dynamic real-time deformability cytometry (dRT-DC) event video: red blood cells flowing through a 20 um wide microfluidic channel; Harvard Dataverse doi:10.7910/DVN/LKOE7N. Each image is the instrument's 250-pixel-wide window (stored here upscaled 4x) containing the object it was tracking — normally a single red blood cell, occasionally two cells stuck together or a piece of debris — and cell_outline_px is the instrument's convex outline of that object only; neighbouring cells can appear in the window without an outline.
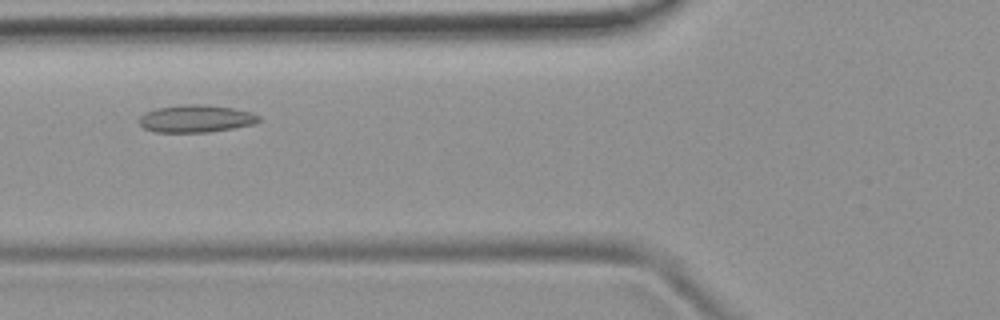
{"species": "common noctule bat (a hibernating species)", "species_latin": "Nyctalus noctula", "temperature_condition": "room temperature", "stored_images_in_passage": 7, "camera_frame_rate_fps": 3000, "um_per_image_px": 0.085, "animal": {"sex": "female", "body_mass_g": 19.9}, "frame": {"image": 1, "passage_image": 6, "time_ms": 7.0, "image_size_px": [1000, 320], "cell_outline_px": [[260, 120], [256, 124], [208, 132], [156, 132], [144, 128], [136, 120], [144, 112], [156, 108], [184, 104], [200, 104], [232, 108], [252, 112], [260, 116]], "centroid_in_image_um": [16.63, 10.08], "position_along_channel_um": 109.2, "area_um2": 19.25}}
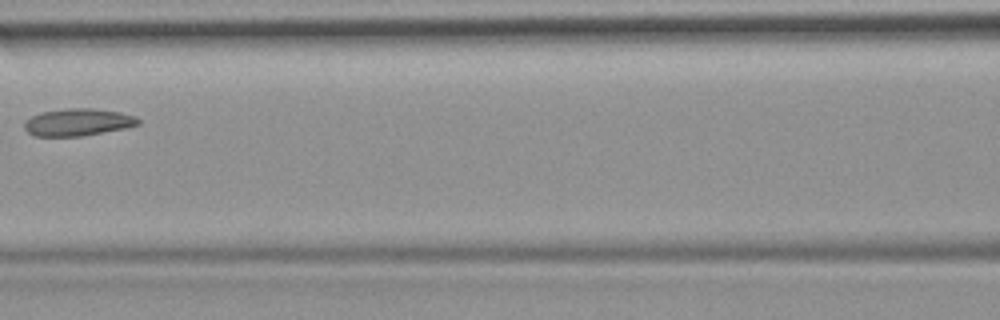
{"frame": {"image": 2, "passage_image": 7, "time_ms": 8.333, "image_size_px": [1000, 320], "cell_outline_px": [[140, 124], [128, 128], [80, 136], [36, 136], [28, 132], [24, 128], [24, 120], [40, 112], [68, 108], [92, 108], [120, 112], [136, 116], [140, 120]], "centroid_in_image_um": [6.64, 10.38], "position_along_channel_um": 160.0, "area_um2": 18.21}}